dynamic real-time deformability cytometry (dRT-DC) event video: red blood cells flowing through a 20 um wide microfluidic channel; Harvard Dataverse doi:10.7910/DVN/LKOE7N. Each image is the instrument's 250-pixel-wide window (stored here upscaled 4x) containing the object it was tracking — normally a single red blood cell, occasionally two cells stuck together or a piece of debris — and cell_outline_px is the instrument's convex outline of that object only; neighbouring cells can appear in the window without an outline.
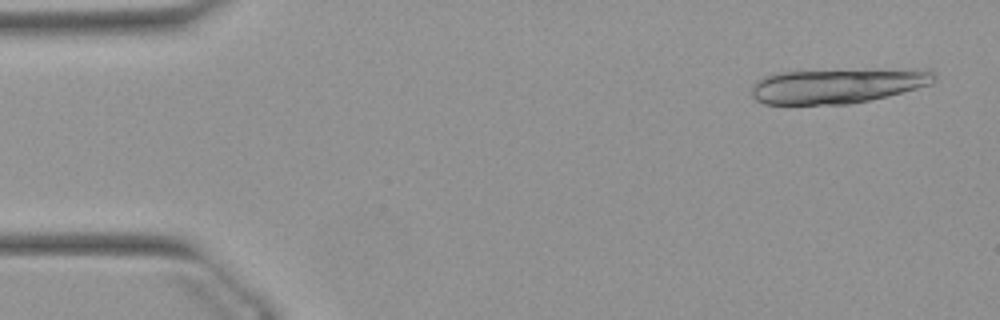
{"species": "Egyptian fruit bat (a non-hibernating species)", "species_latin": "Rousettus aegyptiacus", "temperature_condition": "warm", "stored_images_in_passage": 16, "camera_frame_rate_fps": 3000, "um_per_image_px": 0.085, "animal": {"sex": "female"}, "frame": {"image": 1, "passage_image": 2, "time_ms": 0.333, "image_size_px": [1000, 320], "cell_outline_px": [[936, 76], [932, 84], [888, 96], [848, 104], [764, 104], [756, 100], [752, 96], [752, 84], [756, 80], [772, 72], [876, 68], [932, 68], [936, 72]], "centroid_in_image_um": [71.26, 7.24], "position_along_channel_um": 13.7, "area_um2": 38.38}}